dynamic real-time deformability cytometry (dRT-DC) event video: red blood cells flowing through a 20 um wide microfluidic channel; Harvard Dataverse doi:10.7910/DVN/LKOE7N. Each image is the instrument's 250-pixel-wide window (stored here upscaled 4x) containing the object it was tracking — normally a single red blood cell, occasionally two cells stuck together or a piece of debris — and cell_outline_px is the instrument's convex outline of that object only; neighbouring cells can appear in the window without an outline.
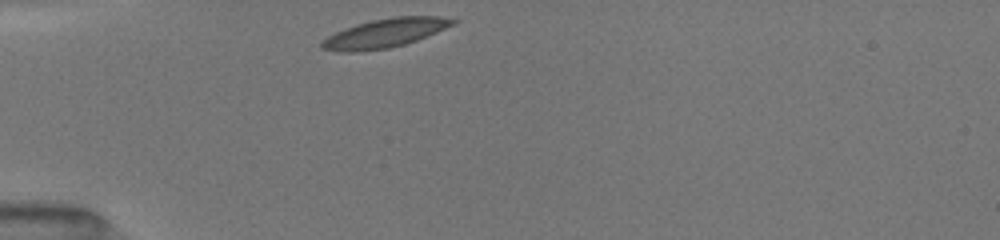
{"species": "common noctule bat (a hibernating species)", "species_latin": "Nyctalus noctula", "temperature_condition": "room temperature", "stored_images_in_passage": 5, "camera_frame_rate_fps": 3000, "um_per_image_px": 0.085, "animal": {"sex": "female", "body_mass_g": 19.5, "forearm_length_mm": 54.1}, "frame": {"image": 1, "passage_image": 1, "time_ms": 0.0, "image_size_px": [1000, 240], "cell_outline_px": [[460, 20], [456, 24], [416, 40], [404, 44], [388, 48], [356, 52], [344, 52], [320, 48], [320, 40], [344, 28], [356, 24], [372, 20], [392, 16], [440, 16]], "centroid_in_image_um": [32.72, 2.8], "position_along_channel_um": 52.3, "area_um2": 22.14}}
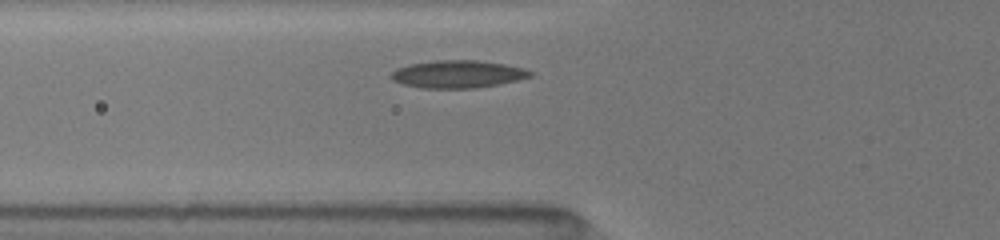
{"frame": {"image": 2, "passage_image": 3, "time_ms": 1.333, "image_size_px": [1000, 240], "cell_outline_px": [[532, 76], [500, 84], [476, 88], [424, 88], [404, 84], [392, 80], [388, 76], [396, 68], [412, 64], [436, 60], [476, 60], [504, 64], [524, 68], [532, 72]], "centroid_in_image_um": [38.9, 6.3], "position_along_channel_um": 86.9, "area_um2": 22.25}}
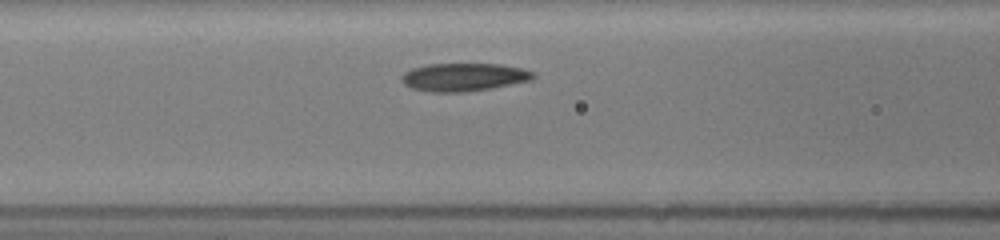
{"frame": {"image": 3, "passage_image": 5, "time_ms": 2.333, "image_size_px": [1000, 240], "cell_outline_px": [[536, 76], [532, 80], [488, 88], [464, 92], [432, 92], [412, 88], [404, 84], [400, 80], [400, 76], [404, 72], [412, 68], [428, 64], [500, 64], [520, 68], [532, 72]], "centroid_in_image_um": [39.37, 6.55], "position_along_channel_um": 127.2, "area_um2": 21.33}}